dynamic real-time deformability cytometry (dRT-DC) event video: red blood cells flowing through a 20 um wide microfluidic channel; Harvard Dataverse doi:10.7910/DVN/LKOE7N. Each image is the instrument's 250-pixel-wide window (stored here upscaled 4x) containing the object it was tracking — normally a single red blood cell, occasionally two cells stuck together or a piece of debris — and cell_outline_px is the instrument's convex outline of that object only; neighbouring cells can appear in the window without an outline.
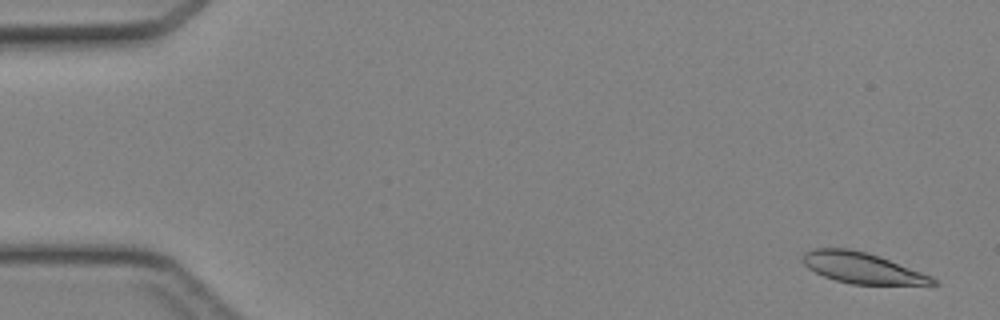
{"species": "Egyptian fruit bat (a non-hibernating species)", "species_latin": "Rousettus aegyptiacus", "temperature_condition": "cold", "stored_images_in_passage": 46, "camera_frame_rate_fps": 3000, "um_per_image_px": 0.085, "animal": {"sex": "female"}, "frame": {"image": 1, "passage_image": 2, "time_ms": 0.333, "image_size_px": [1000, 320], "cell_outline_px": [[940, 284], [852, 284], [836, 280], [824, 276], [808, 268], [800, 260], [804, 252], [816, 248], [848, 248], [880, 256], [932, 276]], "centroid_in_image_um": [73.25, 22.76], "position_along_channel_um": 11.7, "area_um2": 23.18}}
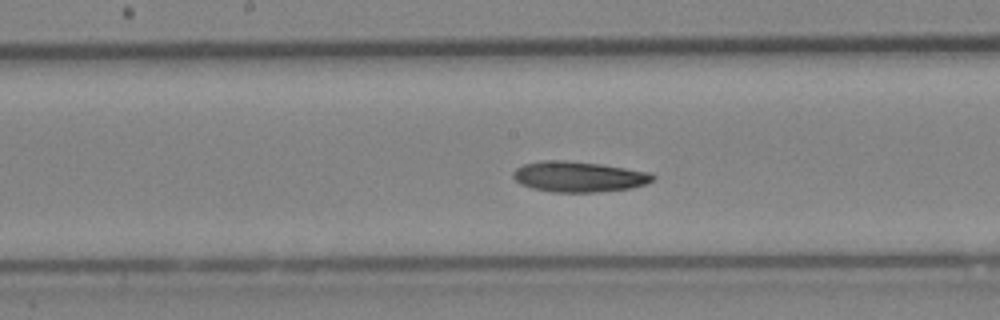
{"frame": {"image": 2, "passage_image": 24, "time_ms": 7.667, "image_size_px": [1000, 320], "cell_outline_px": [[656, 176], [652, 180], [644, 184], [628, 188], [596, 192], [552, 192], [532, 188], [520, 184], [512, 176], [512, 172], [516, 168], [524, 164], [540, 160], [564, 160], [600, 164], [648, 172]], "centroid_in_image_um": [49.12, 15.01], "position_along_channel_um": 199.1, "area_um2": 24.68}}
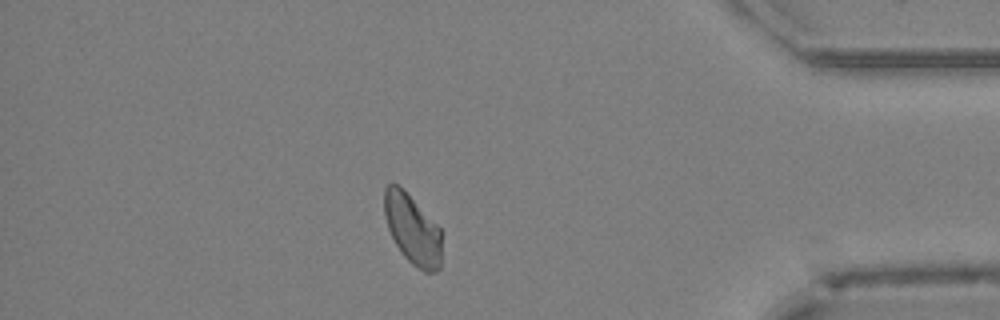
{"frame": {"image": 3, "passage_image": 40, "time_ms": 13.0, "image_size_px": [1000, 320], "cell_outline_px": [[440, 268], [436, 272], [424, 272], [416, 268], [404, 256], [396, 244], [388, 228], [384, 216], [384, 188], [388, 184], [396, 184], [404, 188], [440, 228]], "centroid_in_image_um": [35.04, 19.48], "position_along_channel_um": 400.2, "area_um2": 23.35}}